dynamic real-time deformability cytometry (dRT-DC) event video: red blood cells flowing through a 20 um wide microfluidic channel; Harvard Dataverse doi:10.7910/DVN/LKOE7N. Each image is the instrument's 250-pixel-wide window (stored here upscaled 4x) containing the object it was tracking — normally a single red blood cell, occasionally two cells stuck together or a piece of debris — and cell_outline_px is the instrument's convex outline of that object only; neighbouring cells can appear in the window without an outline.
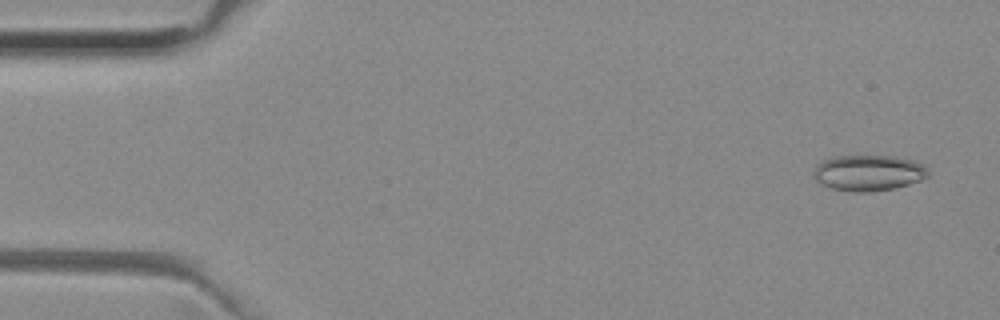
{"species": "common noctule bat (a hibernating species)", "species_latin": "Nyctalus noctula", "temperature_condition": "room temperature", "stored_images_in_passage": 51, "camera_frame_rate_fps": 3000, "um_per_image_px": 0.085, "animal": {"sex": "female", "body_mass_g": 29.2, "forearm_length_mm": 56.3}, "frame": {"image": 1, "passage_image": 3, "time_ms": 0.667, "image_size_px": [1000, 320], "cell_outline_px": [[928, 176], [920, 180], [908, 184], [892, 188], [868, 192], [852, 192], [832, 188], [816, 180], [816, 168], [824, 160], [836, 156], [896, 156], [912, 160], [924, 164], [928, 172]], "centroid_in_image_um": [73.88, 14.69], "position_along_channel_um": 11.1, "area_um2": 23.47}}
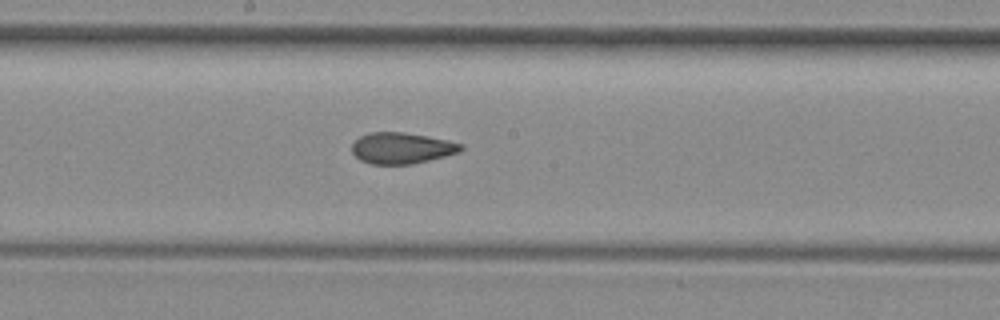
{"frame": {"image": 2, "passage_image": 27, "time_ms": 8.667, "image_size_px": [1000, 320], "cell_outline_px": [[464, 148], [460, 152], [412, 164], [372, 164], [360, 160], [352, 152], [352, 144], [360, 136], [368, 132], [404, 132], [428, 136], [448, 140], [464, 144]], "centroid_in_image_um": [34.15, 12.58], "position_along_channel_um": 214.0, "area_um2": 19.83}}
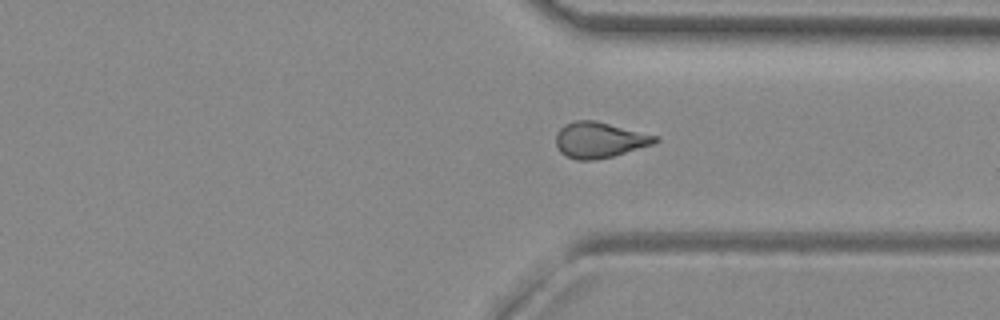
{"frame": {"image": 3, "passage_image": 38, "time_ms": 12.333, "image_size_px": [1000, 320], "cell_outline_px": [[660, 140], [652, 144], [612, 156], [592, 160], [576, 160], [560, 152], [556, 144], [556, 132], [564, 124], [576, 120], [596, 120], [660, 136]], "centroid_in_image_um": [50.95, 11.87], "position_along_channel_um": 360.4, "area_um2": 20.69}, "authors_computed_cell_mechanics": {"area_um2": 20.5768, "velocity_mm_per_s": 3.996, "shape_relaxation_time_tau1_ms": null, "shape_relaxation_time_tau2_ms": 1.9754, "deformation_change_tau1": null, "deformation_change_tau2": 0.0808}}